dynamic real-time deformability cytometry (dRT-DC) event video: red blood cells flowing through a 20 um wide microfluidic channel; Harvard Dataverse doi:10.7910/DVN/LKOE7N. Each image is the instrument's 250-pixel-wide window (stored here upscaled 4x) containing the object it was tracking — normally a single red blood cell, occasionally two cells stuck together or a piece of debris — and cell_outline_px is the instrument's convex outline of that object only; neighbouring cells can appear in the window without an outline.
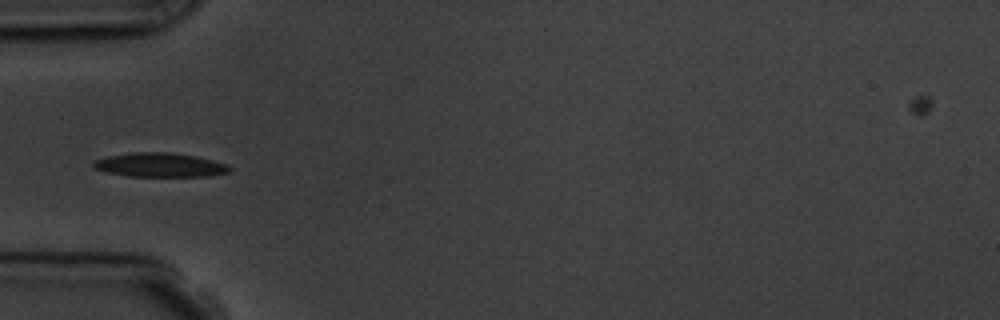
{"species": "common noctule bat (a hibernating species)", "species_latin": "Nyctalus noctula", "temperature_condition": "room temperature", "stored_images_in_passage": 8, "camera_frame_rate_fps": 3000, "um_per_image_px": 0.085, "animal": {"sex": "male", "body_mass_g": 19.5, "forearm_length_mm": 54.6}, "frame": {"image": 1, "passage_image": 5, "time_ms": 4.667, "image_size_px": [1000, 320], "cell_outline_px": [[232, 172], [208, 176], [128, 176], [104, 172], [92, 168], [92, 160], [108, 156], [132, 152], [168, 152], [196, 156], [228, 164], [232, 168]], "centroid_in_image_um": [13.57, 14.02], "position_along_channel_um": 71.4, "area_um2": 19.36}}